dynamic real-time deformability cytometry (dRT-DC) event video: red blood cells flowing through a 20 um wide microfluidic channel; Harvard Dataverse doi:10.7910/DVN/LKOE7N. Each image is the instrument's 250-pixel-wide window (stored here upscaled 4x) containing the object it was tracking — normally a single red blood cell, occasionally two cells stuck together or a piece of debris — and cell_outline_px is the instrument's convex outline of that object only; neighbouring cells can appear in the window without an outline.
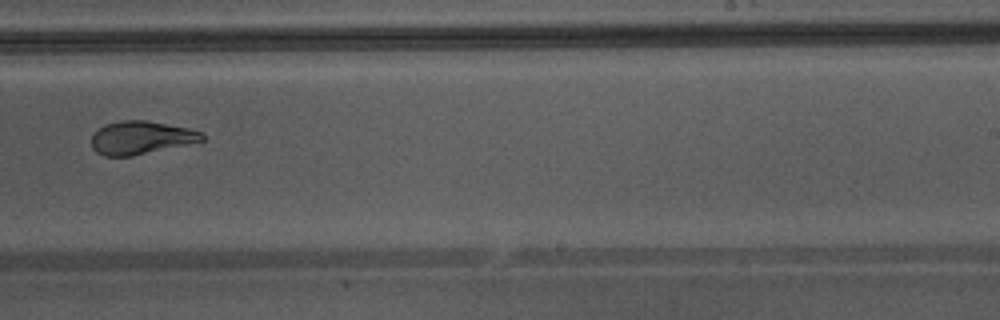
{"species": "Egyptian fruit bat (a non-hibernating species)", "species_latin": "Rousettus aegyptiacus", "temperature_condition": "warm", "stored_images_in_passage": 44, "camera_frame_rate_fps": 3000, "um_per_image_px": 0.085, "animal": {"sex": "male"}, "frame": {"image": 1, "passage_image": 31, "time_ms": 10.0, "image_size_px": [1000, 320], "cell_outline_px": [[204, 140], [132, 156], [104, 156], [96, 152], [92, 148], [92, 136], [104, 124], [120, 120], [144, 120], [188, 128], [200, 132], [204, 136]], "centroid_in_image_um": [11.94, 11.7], "position_along_channel_um": 277.1, "area_um2": 21.04}, "authors_computed_cell_mechanics": {"area_um2": 22.9177, "velocity_mm_per_s": 4.3256, "shape_relaxation_time_tau1_ms": 6.0549, "shape_relaxation_time_tau2_ms": 0.9788, "deformation_change_tau1": 0.1956, "deformation_change_tau2": 0.0419}}